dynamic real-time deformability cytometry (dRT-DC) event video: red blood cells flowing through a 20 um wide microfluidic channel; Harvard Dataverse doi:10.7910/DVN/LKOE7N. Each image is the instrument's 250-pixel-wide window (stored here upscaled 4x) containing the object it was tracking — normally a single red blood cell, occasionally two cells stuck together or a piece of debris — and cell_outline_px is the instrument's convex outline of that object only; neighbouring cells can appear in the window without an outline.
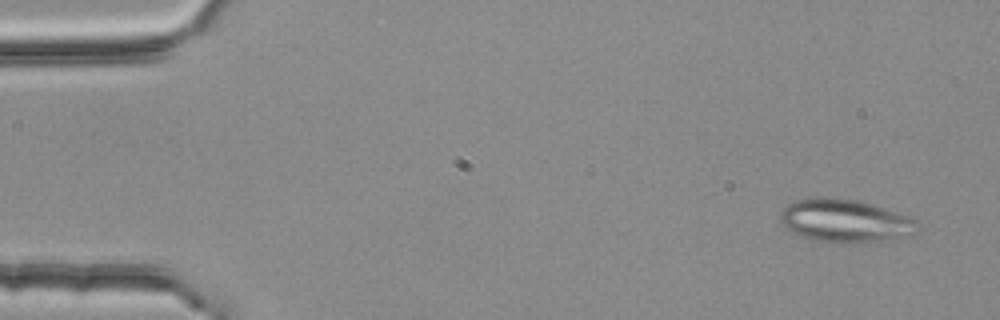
{"species": "common noctule bat (a hibernating species)", "species_latin": "Nyctalus noctula", "temperature_condition": "room temperature", "stored_images_in_passage": 4, "camera_frame_rate_fps": 3000, "um_per_image_px": 0.085, "animal": {"sex": "female", "body_mass_g": 25.1}, "frame": {"image": 1, "passage_image": 1, "time_ms": 0.0, "image_size_px": [1000, 320], "cell_outline_px": [[920, 224], [912, 232], [892, 240], [812, 240], [800, 236], [784, 228], [780, 220], [780, 216], [784, 208], [788, 204], [796, 200], [824, 196], [856, 200], [908, 216], [916, 220]], "centroid_in_image_um": [71.75, 18.73], "position_along_channel_um": 13.2, "area_um2": 33.18}}